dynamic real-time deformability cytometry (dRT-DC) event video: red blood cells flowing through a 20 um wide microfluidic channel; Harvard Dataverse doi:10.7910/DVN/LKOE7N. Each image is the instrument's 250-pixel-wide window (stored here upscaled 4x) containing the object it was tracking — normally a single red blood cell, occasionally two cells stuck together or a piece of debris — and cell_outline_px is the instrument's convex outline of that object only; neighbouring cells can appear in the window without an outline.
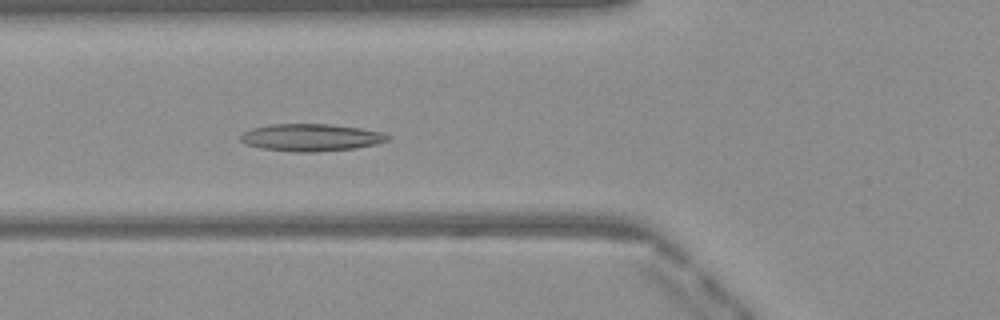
{"species": "Egyptian fruit bat (a non-hibernating species)", "species_latin": "Rousettus aegyptiacus", "temperature_condition": "warm", "stored_images_in_passage": 48, "camera_frame_rate_fps": 3000, "um_per_image_px": 0.085, "frame": {"image": 1, "passage_image": 17, "time_ms": 5.333, "image_size_px": [1000, 320], "cell_outline_px": [[392, 140], [376, 144], [356, 148], [316, 152], [296, 152], [260, 148], [244, 144], [240, 140], [240, 136], [244, 132], [252, 128], [272, 124], [332, 124], [360, 128], [380, 132], [392, 136]], "centroid_in_image_um": [26.46, 11.69], "position_along_channel_um": 99.3, "area_um2": 23.58}}
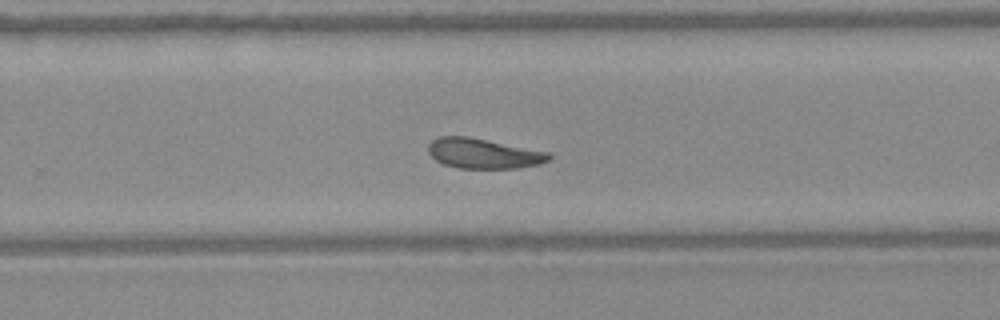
{"frame": {"image": 2, "passage_image": 31, "time_ms": 10.0, "image_size_px": [1000, 320], "cell_outline_px": [[552, 156], [548, 160], [540, 164], [516, 168], [460, 168], [444, 164], [436, 160], [428, 152], [428, 144], [432, 140], [440, 136], [468, 136], [548, 152]], "centroid_in_image_um": [41.07, 13.04], "position_along_channel_um": 288.7, "area_um2": 20.98}}
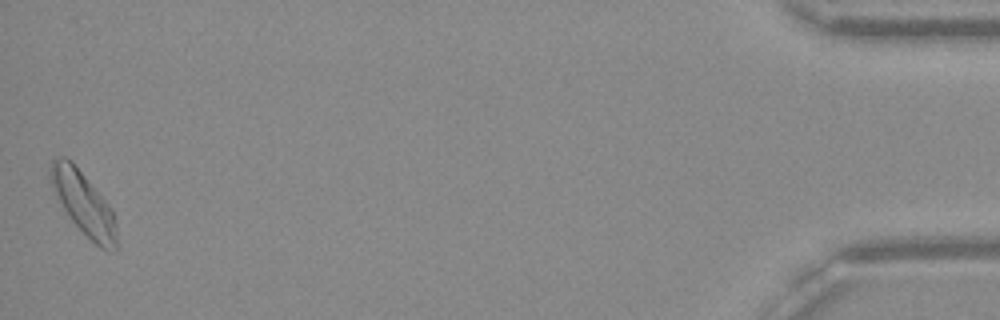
{"frame": {"image": 3, "passage_image": 48, "time_ms": 15.667, "image_size_px": [1000, 320], "cell_outline_px": [[116, 252], [108, 252], [100, 248], [68, 216], [48, 180], [48, 176], [52, 160], [60, 156], [64, 156], [72, 160], [112, 208], [116, 224]], "centroid_in_image_um": [7.1, 17.26], "position_along_channel_um": 428.1, "area_um2": 24.22}, "authors_computed_cell_mechanics": {"area_um2": 22.1085, "velocity_mm_per_s": 4.0571, "shape_relaxation_time_tau1_ms": 7.3803, "shape_relaxation_time_tau2_ms": 4.158, "deformation_change_tau1": 0.1936, "deformation_change_tau2": 0.1286}}